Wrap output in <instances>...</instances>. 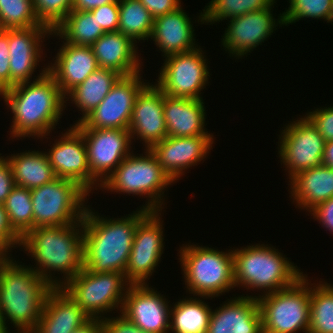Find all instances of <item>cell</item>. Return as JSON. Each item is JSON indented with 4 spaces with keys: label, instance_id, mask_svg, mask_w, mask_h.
<instances>
[{
    "label": "cell",
    "instance_id": "4fadbf2b",
    "mask_svg": "<svg viewBox=\"0 0 333 333\" xmlns=\"http://www.w3.org/2000/svg\"><path fill=\"white\" fill-rule=\"evenodd\" d=\"M141 72L121 76L101 103L76 128L128 130L139 92L149 83Z\"/></svg>",
    "mask_w": 333,
    "mask_h": 333
},
{
    "label": "cell",
    "instance_id": "f35d334b",
    "mask_svg": "<svg viewBox=\"0 0 333 333\" xmlns=\"http://www.w3.org/2000/svg\"><path fill=\"white\" fill-rule=\"evenodd\" d=\"M74 0H33L39 21L54 30L72 11Z\"/></svg>",
    "mask_w": 333,
    "mask_h": 333
},
{
    "label": "cell",
    "instance_id": "f546056e",
    "mask_svg": "<svg viewBox=\"0 0 333 333\" xmlns=\"http://www.w3.org/2000/svg\"><path fill=\"white\" fill-rule=\"evenodd\" d=\"M6 158L12 167L15 185L31 190L56 178L45 151L26 150Z\"/></svg>",
    "mask_w": 333,
    "mask_h": 333
},
{
    "label": "cell",
    "instance_id": "ba28073f",
    "mask_svg": "<svg viewBox=\"0 0 333 333\" xmlns=\"http://www.w3.org/2000/svg\"><path fill=\"white\" fill-rule=\"evenodd\" d=\"M30 192L33 228L81 222L88 207L85 205L87 196L90 195L77 182L58 177Z\"/></svg>",
    "mask_w": 333,
    "mask_h": 333
},
{
    "label": "cell",
    "instance_id": "bcb514c9",
    "mask_svg": "<svg viewBox=\"0 0 333 333\" xmlns=\"http://www.w3.org/2000/svg\"><path fill=\"white\" fill-rule=\"evenodd\" d=\"M309 213L312 219L319 221L322 227L333 234V197L319 203Z\"/></svg>",
    "mask_w": 333,
    "mask_h": 333
},
{
    "label": "cell",
    "instance_id": "277c9868",
    "mask_svg": "<svg viewBox=\"0 0 333 333\" xmlns=\"http://www.w3.org/2000/svg\"><path fill=\"white\" fill-rule=\"evenodd\" d=\"M10 256L0 264V312L9 331L11 323L17 330L13 333H32L53 286Z\"/></svg>",
    "mask_w": 333,
    "mask_h": 333
},
{
    "label": "cell",
    "instance_id": "9a60e30c",
    "mask_svg": "<svg viewBox=\"0 0 333 333\" xmlns=\"http://www.w3.org/2000/svg\"><path fill=\"white\" fill-rule=\"evenodd\" d=\"M77 129L82 133L85 141L90 173L102 184L132 153L133 141L130 131L125 129Z\"/></svg>",
    "mask_w": 333,
    "mask_h": 333
},
{
    "label": "cell",
    "instance_id": "30bf717a",
    "mask_svg": "<svg viewBox=\"0 0 333 333\" xmlns=\"http://www.w3.org/2000/svg\"><path fill=\"white\" fill-rule=\"evenodd\" d=\"M130 283L124 273L91 272L84 268L61 287L94 319L117 309L121 311Z\"/></svg>",
    "mask_w": 333,
    "mask_h": 333
},
{
    "label": "cell",
    "instance_id": "e0dca14e",
    "mask_svg": "<svg viewBox=\"0 0 333 333\" xmlns=\"http://www.w3.org/2000/svg\"><path fill=\"white\" fill-rule=\"evenodd\" d=\"M61 133L50 146L51 149L45 151L55 176L73 180L93 194L91 191L100 189L101 184L90 173L82 133L74 125Z\"/></svg>",
    "mask_w": 333,
    "mask_h": 333
},
{
    "label": "cell",
    "instance_id": "3957f363",
    "mask_svg": "<svg viewBox=\"0 0 333 333\" xmlns=\"http://www.w3.org/2000/svg\"><path fill=\"white\" fill-rule=\"evenodd\" d=\"M21 247L35 260L30 267L51 286L61 287L83 269V223L33 228Z\"/></svg>",
    "mask_w": 333,
    "mask_h": 333
},
{
    "label": "cell",
    "instance_id": "44dd1931",
    "mask_svg": "<svg viewBox=\"0 0 333 333\" xmlns=\"http://www.w3.org/2000/svg\"><path fill=\"white\" fill-rule=\"evenodd\" d=\"M163 104L164 93L155 83H148L136 97L128 130L146 149L167 136Z\"/></svg>",
    "mask_w": 333,
    "mask_h": 333
},
{
    "label": "cell",
    "instance_id": "4dcf8cb0",
    "mask_svg": "<svg viewBox=\"0 0 333 333\" xmlns=\"http://www.w3.org/2000/svg\"><path fill=\"white\" fill-rule=\"evenodd\" d=\"M209 297L193 296L171 305L169 333H206L212 307L203 301Z\"/></svg>",
    "mask_w": 333,
    "mask_h": 333
},
{
    "label": "cell",
    "instance_id": "7c38bea8",
    "mask_svg": "<svg viewBox=\"0 0 333 333\" xmlns=\"http://www.w3.org/2000/svg\"><path fill=\"white\" fill-rule=\"evenodd\" d=\"M286 125L279 135L278 154L290 180L298 172L322 164L326 141L304 115Z\"/></svg>",
    "mask_w": 333,
    "mask_h": 333
},
{
    "label": "cell",
    "instance_id": "f1b7e54d",
    "mask_svg": "<svg viewBox=\"0 0 333 333\" xmlns=\"http://www.w3.org/2000/svg\"><path fill=\"white\" fill-rule=\"evenodd\" d=\"M120 77L113 70L98 68L65 96V106L71 101L82 112L74 124L80 123L101 103Z\"/></svg>",
    "mask_w": 333,
    "mask_h": 333
},
{
    "label": "cell",
    "instance_id": "7dc6e473",
    "mask_svg": "<svg viewBox=\"0 0 333 333\" xmlns=\"http://www.w3.org/2000/svg\"><path fill=\"white\" fill-rule=\"evenodd\" d=\"M154 19L172 12L181 6V0H139Z\"/></svg>",
    "mask_w": 333,
    "mask_h": 333
},
{
    "label": "cell",
    "instance_id": "cb8c5ba5",
    "mask_svg": "<svg viewBox=\"0 0 333 333\" xmlns=\"http://www.w3.org/2000/svg\"><path fill=\"white\" fill-rule=\"evenodd\" d=\"M89 319L62 287H53L46 296L41 318L32 333H72Z\"/></svg>",
    "mask_w": 333,
    "mask_h": 333
},
{
    "label": "cell",
    "instance_id": "ac0fdd59",
    "mask_svg": "<svg viewBox=\"0 0 333 333\" xmlns=\"http://www.w3.org/2000/svg\"><path fill=\"white\" fill-rule=\"evenodd\" d=\"M148 284H130L121 313L136 326L149 333H169L171 304Z\"/></svg>",
    "mask_w": 333,
    "mask_h": 333
},
{
    "label": "cell",
    "instance_id": "d6a6232c",
    "mask_svg": "<svg viewBox=\"0 0 333 333\" xmlns=\"http://www.w3.org/2000/svg\"><path fill=\"white\" fill-rule=\"evenodd\" d=\"M118 31L132 39L145 41L150 38L154 18L139 0H119Z\"/></svg>",
    "mask_w": 333,
    "mask_h": 333
},
{
    "label": "cell",
    "instance_id": "6da1fadb",
    "mask_svg": "<svg viewBox=\"0 0 333 333\" xmlns=\"http://www.w3.org/2000/svg\"><path fill=\"white\" fill-rule=\"evenodd\" d=\"M41 70L32 82L16 84L0 94L12 112L9 131L12 139L44 137L48 140L46 136H51L64 115L65 96L48 72L47 63Z\"/></svg>",
    "mask_w": 333,
    "mask_h": 333
},
{
    "label": "cell",
    "instance_id": "f5cc1de1",
    "mask_svg": "<svg viewBox=\"0 0 333 333\" xmlns=\"http://www.w3.org/2000/svg\"><path fill=\"white\" fill-rule=\"evenodd\" d=\"M0 333H12L5 326L1 312H0Z\"/></svg>",
    "mask_w": 333,
    "mask_h": 333
},
{
    "label": "cell",
    "instance_id": "5bb4252c",
    "mask_svg": "<svg viewBox=\"0 0 333 333\" xmlns=\"http://www.w3.org/2000/svg\"><path fill=\"white\" fill-rule=\"evenodd\" d=\"M161 212L151 211L137 226L124 273L130 284H147L160 264L165 247Z\"/></svg>",
    "mask_w": 333,
    "mask_h": 333
},
{
    "label": "cell",
    "instance_id": "b9f144b4",
    "mask_svg": "<svg viewBox=\"0 0 333 333\" xmlns=\"http://www.w3.org/2000/svg\"><path fill=\"white\" fill-rule=\"evenodd\" d=\"M8 29H0V94L10 88Z\"/></svg>",
    "mask_w": 333,
    "mask_h": 333
},
{
    "label": "cell",
    "instance_id": "ee69618b",
    "mask_svg": "<svg viewBox=\"0 0 333 333\" xmlns=\"http://www.w3.org/2000/svg\"><path fill=\"white\" fill-rule=\"evenodd\" d=\"M22 238L12 229L8 215L0 204V243L9 251L21 246ZM13 248V249H12Z\"/></svg>",
    "mask_w": 333,
    "mask_h": 333
},
{
    "label": "cell",
    "instance_id": "8fae6325",
    "mask_svg": "<svg viewBox=\"0 0 333 333\" xmlns=\"http://www.w3.org/2000/svg\"><path fill=\"white\" fill-rule=\"evenodd\" d=\"M204 53L198 46L189 52L164 57L155 84L167 96L203 99L201 91L210 83L211 75Z\"/></svg>",
    "mask_w": 333,
    "mask_h": 333
},
{
    "label": "cell",
    "instance_id": "ffe728a7",
    "mask_svg": "<svg viewBox=\"0 0 333 333\" xmlns=\"http://www.w3.org/2000/svg\"><path fill=\"white\" fill-rule=\"evenodd\" d=\"M51 33L47 26L8 29L10 88L31 81L32 74L43 59L41 47L44 46V38H50Z\"/></svg>",
    "mask_w": 333,
    "mask_h": 333
},
{
    "label": "cell",
    "instance_id": "d6986e66",
    "mask_svg": "<svg viewBox=\"0 0 333 333\" xmlns=\"http://www.w3.org/2000/svg\"><path fill=\"white\" fill-rule=\"evenodd\" d=\"M213 135L192 137L166 136L154 144L150 150L156 156L159 165L173 182H178L185 171L204 161L212 150Z\"/></svg>",
    "mask_w": 333,
    "mask_h": 333
},
{
    "label": "cell",
    "instance_id": "ab89813d",
    "mask_svg": "<svg viewBox=\"0 0 333 333\" xmlns=\"http://www.w3.org/2000/svg\"><path fill=\"white\" fill-rule=\"evenodd\" d=\"M320 108L310 110L303 115L319 131L325 141H333V106Z\"/></svg>",
    "mask_w": 333,
    "mask_h": 333
},
{
    "label": "cell",
    "instance_id": "83f0119b",
    "mask_svg": "<svg viewBox=\"0 0 333 333\" xmlns=\"http://www.w3.org/2000/svg\"><path fill=\"white\" fill-rule=\"evenodd\" d=\"M288 181L289 197L298 209L310 212L319 203L333 197V168L323 164L300 171Z\"/></svg>",
    "mask_w": 333,
    "mask_h": 333
},
{
    "label": "cell",
    "instance_id": "52a82bcc",
    "mask_svg": "<svg viewBox=\"0 0 333 333\" xmlns=\"http://www.w3.org/2000/svg\"><path fill=\"white\" fill-rule=\"evenodd\" d=\"M143 154H129L115 171L101 184V190L139 195L147 198L141 208L149 211H162L166 202L165 190L174 182L159 165L150 149ZM173 183V184H172ZM166 188V189H165Z\"/></svg>",
    "mask_w": 333,
    "mask_h": 333
},
{
    "label": "cell",
    "instance_id": "e575fe53",
    "mask_svg": "<svg viewBox=\"0 0 333 333\" xmlns=\"http://www.w3.org/2000/svg\"><path fill=\"white\" fill-rule=\"evenodd\" d=\"M276 0H211L201 11L197 22L211 25L233 19L246 13L275 5ZM210 23V24H209Z\"/></svg>",
    "mask_w": 333,
    "mask_h": 333
},
{
    "label": "cell",
    "instance_id": "74e56055",
    "mask_svg": "<svg viewBox=\"0 0 333 333\" xmlns=\"http://www.w3.org/2000/svg\"><path fill=\"white\" fill-rule=\"evenodd\" d=\"M288 9L282 13L285 26L306 18L324 19L329 23L332 0H289Z\"/></svg>",
    "mask_w": 333,
    "mask_h": 333
},
{
    "label": "cell",
    "instance_id": "7a4b0ae2",
    "mask_svg": "<svg viewBox=\"0 0 333 333\" xmlns=\"http://www.w3.org/2000/svg\"><path fill=\"white\" fill-rule=\"evenodd\" d=\"M89 206L82 219L83 267L125 273L137 226L151 211L140 207L128 216L104 218Z\"/></svg>",
    "mask_w": 333,
    "mask_h": 333
},
{
    "label": "cell",
    "instance_id": "db71d44e",
    "mask_svg": "<svg viewBox=\"0 0 333 333\" xmlns=\"http://www.w3.org/2000/svg\"><path fill=\"white\" fill-rule=\"evenodd\" d=\"M332 22H333V0H332L330 12H329V23L333 24Z\"/></svg>",
    "mask_w": 333,
    "mask_h": 333
},
{
    "label": "cell",
    "instance_id": "603a6c76",
    "mask_svg": "<svg viewBox=\"0 0 333 333\" xmlns=\"http://www.w3.org/2000/svg\"><path fill=\"white\" fill-rule=\"evenodd\" d=\"M58 51L53 63H48V72L66 96L97 70L99 65L90 46L68 44L63 40Z\"/></svg>",
    "mask_w": 333,
    "mask_h": 333
},
{
    "label": "cell",
    "instance_id": "2e32d148",
    "mask_svg": "<svg viewBox=\"0 0 333 333\" xmlns=\"http://www.w3.org/2000/svg\"><path fill=\"white\" fill-rule=\"evenodd\" d=\"M273 8L274 5L230 19L221 39L222 49L236 59L250 55L248 53L275 33L278 25H285L283 14L274 18Z\"/></svg>",
    "mask_w": 333,
    "mask_h": 333
},
{
    "label": "cell",
    "instance_id": "d4e9b609",
    "mask_svg": "<svg viewBox=\"0 0 333 333\" xmlns=\"http://www.w3.org/2000/svg\"><path fill=\"white\" fill-rule=\"evenodd\" d=\"M182 8L154 19L150 41L153 40L163 57L189 52L197 48L192 18ZM192 22V23H191Z\"/></svg>",
    "mask_w": 333,
    "mask_h": 333
},
{
    "label": "cell",
    "instance_id": "1f68e13d",
    "mask_svg": "<svg viewBox=\"0 0 333 333\" xmlns=\"http://www.w3.org/2000/svg\"><path fill=\"white\" fill-rule=\"evenodd\" d=\"M104 33L91 11L72 10L51 35L68 44L91 46Z\"/></svg>",
    "mask_w": 333,
    "mask_h": 333
},
{
    "label": "cell",
    "instance_id": "c3c4849f",
    "mask_svg": "<svg viewBox=\"0 0 333 333\" xmlns=\"http://www.w3.org/2000/svg\"><path fill=\"white\" fill-rule=\"evenodd\" d=\"M112 2H119V0H74L72 10L91 11Z\"/></svg>",
    "mask_w": 333,
    "mask_h": 333
},
{
    "label": "cell",
    "instance_id": "816d5d0a",
    "mask_svg": "<svg viewBox=\"0 0 333 333\" xmlns=\"http://www.w3.org/2000/svg\"><path fill=\"white\" fill-rule=\"evenodd\" d=\"M0 243V264L9 256L11 253Z\"/></svg>",
    "mask_w": 333,
    "mask_h": 333
},
{
    "label": "cell",
    "instance_id": "60d3db41",
    "mask_svg": "<svg viewBox=\"0 0 333 333\" xmlns=\"http://www.w3.org/2000/svg\"><path fill=\"white\" fill-rule=\"evenodd\" d=\"M96 17L98 24L102 30L106 32L118 31L119 27V2H112L99 6L91 10Z\"/></svg>",
    "mask_w": 333,
    "mask_h": 333
},
{
    "label": "cell",
    "instance_id": "f6af8a7d",
    "mask_svg": "<svg viewBox=\"0 0 333 333\" xmlns=\"http://www.w3.org/2000/svg\"><path fill=\"white\" fill-rule=\"evenodd\" d=\"M0 153V204H3L15 186L12 167Z\"/></svg>",
    "mask_w": 333,
    "mask_h": 333
},
{
    "label": "cell",
    "instance_id": "4316f807",
    "mask_svg": "<svg viewBox=\"0 0 333 333\" xmlns=\"http://www.w3.org/2000/svg\"><path fill=\"white\" fill-rule=\"evenodd\" d=\"M203 99L171 97L164 94L163 111L167 136L192 137L213 135L204 126L206 108Z\"/></svg>",
    "mask_w": 333,
    "mask_h": 333
},
{
    "label": "cell",
    "instance_id": "f907efd6",
    "mask_svg": "<svg viewBox=\"0 0 333 333\" xmlns=\"http://www.w3.org/2000/svg\"><path fill=\"white\" fill-rule=\"evenodd\" d=\"M322 164L333 168V141H326Z\"/></svg>",
    "mask_w": 333,
    "mask_h": 333
},
{
    "label": "cell",
    "instance_id": "484cf974",
    "mask_svg": "<svg viewBox=\"0 0 333 333\" xmlns=\"http://www.w3.org/2000/svg\"><path fill=\"white\" fill-rule=\"evenodd\" d=\"M136 43L119 31L106 32L90 47L97 58L99 68L110 69L121 76L142 71ZM138 53V54H137Z\"/></svg>",
    "mask_w": 333,
    "mask_h": 333
},
{
    "label": "cell",
    "instance_id": "8d00e7d4",
    "mask_svg": "<svg viewBox=\"0 0 333 333\" xmlns=\"http://www.w3.org/2000/svg\"><path fill=\"white\" fill-rule=\"evenodd\" d=\"M43 25L35 14L33 0H0V29Z\"/></svg>",
    "mask_w": 333,
    "mask_h": 333
},
{
    "label": "cell",
    "instance_id": "7bdbcfd3",
    "mask_svg": "<svg viewBox=\"0 0 333 333\" xmlns=\"http://www.w3.org/2000/svg\"><path fill=\"white\" fill-rule=\"evenodd\" d=\"M102 333H149L145 332L121 313L116 317H104L100 320Z\"/></svg>",
    "mask_w": 333,
    "mask_h": 333
},
{
    "label": "cell",
    "instance_id": "9c48e42d",
    "mask_svg": "<svg viewBox=\"0 0 333 333\" xmlns=\"http://www.w3.org/2000/svg\"><path fill=\"white\" fill-rule=\"evenodd\" d=\"M307 275L294 285L257 299L263 333L309 332L310 282Z\"/></svg>",
    "mask_w": 333,
    "mask_h": 333
},
{
    "label": "cell",
    "instance_id": "836d02e7",
    "mask_svg": "<svg viewBox=\"0 0 333 333\" xmlns=\"http://www.w3.org/2000/svg\"><path fill=\"white\" fill-rule=\"evenodd\" d=\"M308 333H333V287L325 280L317 281V284L310 281Z\"/></svg>",
    "mask_w": 333,
    "mask_h": 333
},
{
    "label": "cell",
    "instance_id": "5b68a950",
    "mask_svg": "<svg viewBox=\"0 0 333 333\" xmlns=\"http://www.w3.org/2000/svg\"><path fill=\"white\" fill-rule=\"evenodd\" d=\"M260 244L246 245L240 249L233 247L234 282L237 288L242 286L247 291L263 290L262 295L254 296L258 298L286 289L306 275L271 244Z\"/></svg>",
    "mask_w": 333,
    "mask_h": 333
},
{
    "label": "cell",
    "instance_id": "d590c367",
    "mask_svg": "<svg viewBox=\"0 0 333 333\" xmlns=\"http://www.w3.org/2000/svg\"><path fill=\"white\" fill-rule=\"evenodd\" d=\"M12 229L23 238L33 229V204L30 189L15 185L3 203Z\"/></svg>",
    "mask_w": 333,
    "mask_h": 333
},
{
    "label": "cell",
    "instance_id": "7402d4cb",
    "mask_svg": "<svg viewBox=\"0 0 333 333\" xmlns=\"http://www.w3.org/2000/svg\"><path fill=\"white\" fill-rule=\"evenodd\" d=\"M230 298L211 310L206 333H263L257 299L248 294Z\"/></svg>",
    "mask_w": 333,
    "mask_h": 333
},
{
    "label": "cell",
    "instance_id": "8992f818",
    "mask_svg": "<svg viewBox=\"0 0 333 333\" xmlns=\"http://www.w3.org/2000/svg\"><path fill=\"white\" fill-rule=\"evenodd\" d=\"M186 292L193 296L219 297L235 288L233 252L196 244L179 248Z\"/></svg>",
    "mask_w": 333,
    "mask_h": 333
},
{
    "label": "cell",
    "instance_id": "681fc988",
    "mask_svg": "<svg viewBox=\"0 0 333 333\" xmlns=\"http://www.w3.org/2000/svg\"><path fill=\"white\" fill-rule=\"evenodd\" d=\"M72 333H102L100 319L90 318L85 324L75 329Z\"/></svg>",
    "mask_w": 333,
    "mask_h": 333
}]
</instances>
